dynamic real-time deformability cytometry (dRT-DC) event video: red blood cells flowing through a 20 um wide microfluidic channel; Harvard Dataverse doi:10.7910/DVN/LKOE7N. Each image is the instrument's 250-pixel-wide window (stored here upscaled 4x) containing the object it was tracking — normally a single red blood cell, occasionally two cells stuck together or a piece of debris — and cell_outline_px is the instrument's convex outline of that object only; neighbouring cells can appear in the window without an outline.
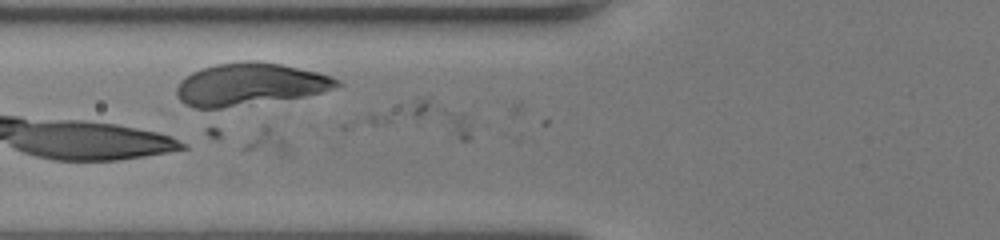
{"species": "human", "species_latin": "Homo sapiens", "temperature_condition": "room temperature", "stored_images_in_passage": 34, "camera_frame_rate_fps": 3000, "um_per_image_px": 0.085, "donor": {"sex": "female"}, "frame": {"image": 1, "passage_image": 2, "time_ms": 0.333, "image_size_px": [1000, 240], "cell_outline_px": [[344, 84], [336, 88], [304, 96], [212, 112], [204, 112], [192, 108], [184, 104], [176, 96], [176, 88], [180, 80], [192, 72], [200, 68], [216, 64], [248, 60], [256, 60], [280, 64], [316, 72], [332, 76], [340, 80]], "centroid_in_image_um": [21.15, 7.22], "position_along_channel_um": 104.6, "area_um2": 40.92}}